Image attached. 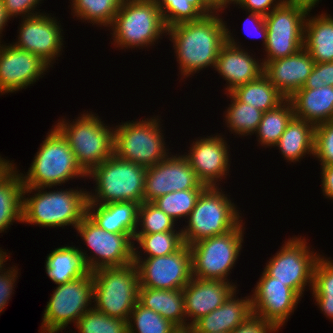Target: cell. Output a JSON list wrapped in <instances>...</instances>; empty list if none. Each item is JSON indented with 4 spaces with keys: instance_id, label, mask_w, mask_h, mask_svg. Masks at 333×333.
Listing matches in <instances>:
<instances>
[{
    "instance_id": "obj_1",
    "label": "cell",
    "mask_w": 333,
    "mask_h": 333,
    "mask_svg": "<svg viewBox=\"0 0 333 333\" xmlns=\"http://www.w3.org/2000/svg\"><path fill=\"white\" fill-rule=\"evenodd\" d=\"M210 13L201 19L167 28V35L179 63L181 75L188 77L207 67H215L221 47L226 43L227 23Z\"/></svg>"
},
{
    "instance_id": "obj_2",
    "label": "cell",
    "mask_w": 333,
    "mask_h": 333,
    "mask_svg": "<svg viewBox=\"0 0 333 333\" xmlns=\"http://www.w3.org/2000/svg\"><path fill=\"white\" fill-rule=\"evenodd\" d=\"M45 189L24 188L22 223L46 228L69 225L76 228L87 215L88 192L78 188L48 192ZM34 191H37L36 194ZM27 193L34 195L26 198Z\"/></svg>"
},
{
    "instance_id": "obj_3",
    "label": "cell",
    "mask_w": 333,
    "mask_h": 333,
    "mask_svg": "<svg viewBox=\"0 0 333 333\" xmlns=\"http://www.w3.org/2000/svg\"><path fill=\"white\" fill-rule=\"evenodd\" d=\"M47 134L27 175L20 172L24 188H52L70 179L87 177L61 132L54 126Z\"/></svg>"
},
{
    "instance_id": "obj_4",
    "label": "cell",
    "mask_w": 333,
    "mask_h": 333,
    "mask_svg": "<svg viewBox=\"0 0 333 333\" xmlns=\"http://www.w3.org/2000/svg\"><path fill=\"white\" fill-rule=\"evenodd\" d=\"M146 167L119 159L115 154L88 174L95 181V194L88 191V203L144 202Z\"/></svg>"
},
{
    "instance_id": "obj_5",
    "label": "cell",
    "mask_w": 333,
    "mask_h": 333,
    "mask_svg": "<svg viewBox=\"0 0 333 333\" xmlns=\"http://www.w3.org/2000/svg\"><path fill=\"white\" fill-rule=\"evenodd\" d=\"M95 115L83 113L72 123L62 119L54 125L68 141L77 164L86 174L114 155V128Z\"/></svg>"
},
{
    "instance_id": "obj_6",
    "label": "cell",
    "mask_w": 333,
    "mask_h": 333,
    "mask_svg": "<svg viewBox=\"0 0 333 333\" xmlns=\"http://www.w3.org/2000/svg\"><path fill=\"white\" fill-rule=\"evenodd\" d=\"M93 275L94 308L107 316L128 321L138 303L139 273L134 262L121 267L99 268Z\"/></svg>"
},
{
    "instance_id": "obj_7",
    "label": "cell",
    "mask_w": 333,
    "mask_h": 333,
    "mask_svg": "<svg viewBox=\"0 0 333 333\" xmlns=\"http://www.w3.org/2000/svg\"><path fill=\"white\" fill-rule=\"evenodd\" d=\"M221 188L206 187L187 217L188 225L181 229L184 244L221 235L235 229L243 220L234 202ZM186 227V228H185Z\"/></svg>"
},
{
    "instance_id": "obj_8",
    "label": "cell",
    "mask_w": 333,
    "mask_h": 333,
    "mask_svg": "<svg viewBox=\"0 0 333 333\" xmlns=\"http://www.w3.org/2000/svg\"><path fill=\"white\" fill-rule=\"evenodd\" d=\"M110 27L121 49L150 47L167 33L156 0H124Z\"/></svg>"
},
{
    "instance_id": "obj_9",
    "label": "cell",
    "mask_w": 333,
    "mask_h": 333,
    "mask_svg": "<svg viewBox=\"0 0 333 333\" xmlns=\"http://www.w3.org/2000/svg\"><path fill=\"white\" fill-rule=\"evenodd\" d=\"M160 126L156 117L117 125L114 128V154L121 160L146 168L166 159L169 152Z\"/></svg>"
},
{
    "instance_id": "obj_10",
    "label": "cell",
    "mask_w": 333,
    "mask_h": 333,
    "mask_svg": "<svg viewBox=\"0 0 333 333\" xmlns=\"http://www.w3.org/2000/svg\"><path fill=\"white\" fill-rule=\"evenodd\" d=\"M243 225L242 221L227 233L207 237L189 245L192 277L229 282L227 277L236 264L244 242Z\"/></svg>"
},
{
    "instance_id": "obj_11",
    "label": "cell",
    "mask_w": 333,
    "mask_h": 333,
    "mask_svg": "<svg viewBox=\"0 0 333 333\" xmlns=\"http://www.w3.org/2000/svg\"><path fill=\"white\" fill-rule=\"evenodd\" d=\"M93 300V275L88 272L56 287L43 313L41 333L62 332L71 322L77 323ZM88 307V308H87Z\"/></svg>"
},
{
    "instance_id": "obj_12",
    "label": "cell",
    "mask_w": 333,
    "mask_h": 333,
    "mask_svg": "<svg viewBox=\"0 0 333 333\" xmlns=\"http://www.w3.org/2000/svg\"><path fill=\"white\" fill-rule=\"evenodd\" d=\"M93 251L91 256L80 249L89 272L105 267H121L134 262V236L111 233L100 228L87 215L75 228ZM133 241V242H132ZM94 254L96 256H94ZM98 256V258H97Z\"/></svg>"
},
{
    "instance_id": "obj_13",
    "label": "cell",
    "mask_w": 333,
    "mask_h": 333,
    "mask_svg": "<svg viewBox=\"0 0 333 333\" xmlns=\"http://www.w3.org/2000/svg\"><path fill=\"white\" fill-rule=\"evenodd\" d=\"M309 10L281 3L265 16L267 26L266 58L263 66L279 58L288 57L303 48L305 20Z\"/></svg>"
},
{
    "instance_id": "obj_14",
    "label": "cell",
    "mask_w": 333,
    "mask_h": 333,
    "mask_svg": "<svg viewBox=\"0 0 333 333\" xmlns=\"http://www.w3.org/2000/svg\"><path fill=\"white\" fill-rule=\"evenodd\" d=\"M309 248L305 238H289L280 251L269 259L264 271L302 297L306 285L309 284L312 290L314 267L321 256Z\"/></svg>"
},
{
    "instance_id": "obj_15",
    "label": "cell",
    "mask_w": 333,
    "mask_h": 333,
    "mask_svg": "<svg viewBox=\"0 0 333 333\" xmlns=\"http://www.w3.org/2000/svg\"><path fill=\"white\" fill-rule=\"evenodd\" d=\"M138 252L134 251V263L138 268L140 287L179 290L192 279L189 245L184 244L173 254L144 260Z\"/></svg>"
},
{
    "instance_id": "obj_16",
    "label": "cell",
    "mask_w": 333,
    "mask_h": 333,
    "mask_svg": "<svg viewBox=\"0 0 333 333\" xmlns=\"http://www.w3.org/2000/svg\"><path fill=\"white\" fill-rule=\"evenodd\" d=\"M184 155H170L147 167L144 183V202L176 191L205 189Z\"/></svg>"
},
{
    "instance_id": "obj_17",
    "label": "cell",
    "mask_w": 333,
    "mask_h": 333,
    "mask_svg": "<svg viewBox=\"0 0 333 333\" xmlns=\"http://www.w3.org/2000/svg\"><path fill=\"white\" fill-rule=\"evenodd\" d=\"M251 296L253 315L278 329L285 325L301 296L285 283L276 281L264 270Z\"/></svg>"
},
{
    "instance_id": "obj_18",
    "label": "cell",
    "mask_w": 333,
    "mask_h": 333,
    "mask_svg": "<svg viewBox=\"0 0 333 333\" xmlns=\"http://www.w3.org/2000/svg\"><path fill=\"white\" fill-rule=\"evenodd\" d=\"M21 22L18 41L12 44L39 56L52 66V61L60 57L64 42L61 24L59 25L54 16L52 18L44 13L25 17Z\"/></svg>"
},
{
    "instance_id": "obj_19",
    "label": "cell",
    "mask_w": 333,
    "mask_h": 333,
    "mask_svg": "<svg viewBox=\"0 0 333 333\" xmlns=\"http://www.w3.org/2000/svg\"><path fill=\"white\" fill-rule=\"evenodd\" d=\"M51 67L39 56L0 44V93H13L35 83Z\"/></svg>"
},
{
    "instance_id": "obj_20",
    "label": "cell",
    "mask_w": 333,
    "mask_h": 333,
    "mask_svg": "<svg viewBox=\"0 0 333 333\" xmlns=\"http://www.w3.org/2000/svg\"><path fill=\"white\" fill-rule=\"evenodd\" d=\"M211 136L193 141L189 153L184 156L203 185L217 187L216 183L229 172L230 154L228 144L221 135Z\"/></svg>"
},
{
    "instance_id": "obj_21",
    "label": "cell",
    "mask_w": 333,
    "mask_h": 333,
    "mask_svg": "<svg viewBox=\"0 0 333 333\" xmlns=\"http://www.w3.org/2000/svg\"><path fill=\"white\" fill-rule=\"evenodd\" d=\"M226 27V43L221 47L215 63V69L226 80L227 93L237 87L252 82L264 72L262 62L253 57L235 41ZM238 44V45H237Z\"/></svg>"
},
{
    "instance_id": "obj_22",
    "label": "cell",
    "mask_w": 333,
    "mask_h": 333,
    "mask_svg": "<svg viewBox=\"0 0 333 333\" xmlns=\"http://www.w3.org/2000/svg\"><path fill=\"white\" fill-rule=\"evenodd\" d=\"M233 282L192 277L183 287L185 314L192 326L201 317L220 307L236 290ZM192 318V319H189Z\"/></svg>"
},
{
    "instance_id": "obj_23",
    "label": "cell",
    "mask_w": 333,
    "mask_h": 333,
    "mask_svg": "<svg viewBox=\"0 0 333 333\" xmlns=\"http://www.w3.org/2000/svg\"><path fill=\"white\" fill-rule=\"evenodd\" d=\"M315 61L304 48L288 57L269 61L264 65V74L287 99L305 84Z\"/></svg>"
},
{
    "instance_id": "obj_24",
    "label": "cell",
    "mask_w": 333,
    "mask_h": 333,
    "mask_svg": "<svg viewBox=\"0 0 333 333\" xmlns=\"http://www.w3.org/2000/svg\"><path fill=\"white\" fill-rule=\"evenodd\" d=\"M236 292L235 290L220 307L201 317L192 326L202 333H230L245 322L253 315L251 296L238 299Z\"/></svg>"
},
{
    "instance_id": "obj_25",
    "label": "cell",
    "mask_w": 333,
    "mask_h": 333,
    "mask_svg": "<svg viewBox=\"0 0 333 333\" xmlns=\"http://www.w3.org/2000/svg\"><path fill=\"white\" fill-rule=\"evenodd\" d=\"M139 203L132 201L107 204L87 203V216L100 228L118 234L135 235L138 227Z\"/></svg>"
},
{
    "instance_id": "obj_26",
    "label": "cell",
    "mask_w": 333,
    "mask_h": 333,
    "mask_svg": "<svg viewBox=\"0 0 333 333\" xmlns=\"http://www.w3.org/2000/svg\"><path fill=\"white\" fill-rule=\"evenodd\" d=\"M294 117L314 126L333 120V86L301 88L290 98Z\"/></svg>"
},
{
    "instance_id": "obj_27",
    "label": "cell",
    "mask_w": 333,
    "mask_h": 333,
    "mask_svg": "<svg viewBox=\"0 0 333 333\" xmlns=\"http://www.w3.org/2000/svg\"><path fill=\"white\" fill-rule=\"evenodd\" d=\"M138 302L147 309L160 314L177 328H188L185 314L183 289L161 290L139 287Z\"/></svg>"
},
{
    "instance_id": "obj_28",
    "label": "cell",
    "mask_w": 333,
    "mask_h": 333,
    "mask_svg": "<svg viewBox=\"0 0 333 333\" xmlns=\"http://www.w3.org/2000/svg\"><path fill=\"white\" fill-rule=\"evenodd\" d=\"M310 12L311 10L305 20L303 48L309 52L315 63L332 62L333 17L326 13L310 17Z\"/></svg>"
},
{
    "instance_id": "obj_29",
    "label": "cell",
    "mask_w": 333,
    "mask_h": 333,
    "mask_svg": "<svg viewBox=\"0 0 333 333\" xmlns=\"http://www.w3.org/2000/svg\"><path fill=\"white\" fill-rule=\"evenodd\" d=\"M315 126L293 117L275 145L288 162H299L306 154L314 156Z\"/></svg>"
},
{
    "instance_id": "obj_30",
    "label": "cell",
    "mask_w": 333,
    "mask_h": 333,
    "mask_svg": "<svg viewBox=\"0 0 333 333\" xmlns=\"http://www.w3.org/2000/svg\"><path fill=\"white\" fill-rule=\"evenodd\" d=\"M45 269L56 285L85 276L89 272L80 249L73 245L62 246L51 251L47 256Z\"/></svg>"
},
{
    "instance_id": "obj_31",
    "label": "cell",
    "mask_w": 333,
    "mask_h": 333,
    "mask_svg": "<svg viewBox=\"0 0 333 333\" xmlns=\"http://www.w3.org/2000/svg\"><path fill=\"white\" fill-rule=\"evenodd\" d=\"M18 172L15 167L0 181V233L10 228L13 222H22L24 185Z\"/></svg>"
},
{
    "instance_id": "obj_32",
    "label": "cell",
    "mask_w": 333,
    "mask_h": 333,
    "mask_svg": "<svg viewBox=\"0 0 333 333\" xmlns=\"http://www.w3.org/2000/svg\"><path fill=\"white\" fill-rule=\"evenodd\" d=\"M231 93L240 102L250 104L262 112L278 107L287 99L264 73L252 82L237 87Z\"/></svg>"
},
{
    "instance_id": "obj_33",
    "label": "cell",
    "mask_w": 333,
    "mask_h": 333,
    "mask_svg": "<svg viewBox=\"0 0 333 333\" xmlns=\"http://www.w3.org/2000/svg\"><path fill=\"white\" fill-rule=\"evenodd\" d=\"M293 117V105L289 99H286L278 107L264 112L255 132L259 144L265 145V148L275 147Z\"/></svg>"
},
{
    "instance_id": "obj_34",
    "label": "cell",
    "mask_w": 333,
    "mask_h": 333,
    "mask_svg": "<svg viewBox=\"0 0 333 333\" xmlns=\"http://www.w3.org/2000/svg\"><path fill=\"white\" fill-rule=\"evenodd\" d=\"M226 94L231 99V104L226 109L224 119L227 127L235 135H253L260 124L264 112L250 104L240 102L231 92Z\"/></svg>"
},
{
    "instance_id": "obj_35",
    "label": "cell",
    "mask_w": 333,
    "mask_h": 333,
    "mask_svg": "<svg viewBox=\"0 0 333 333\" xmlns=\"http://www.w3.org/2000/svg\"><path fill=\"white\" fill-rule=\"evenodd\" d=\"M124 0H72L73 16L97 26L110 27Z\"/></svg>"
},
{
    "instance_id": "obj_36",
    "label": "cell",
    "mask_w": 333,
    "mask_h": 333,
    "mask_svg": "<svg viewBox=\"0 0 333 333\" xmlns=\"http://www.w3.org/2000/svg\"><path fill=\"white\" fill-rule=\"evenodd\" d=\"M312 296L323 314L333 320V260L320 256L314 267Z\"/></svg>"
},
{
    "instance_id": "obj_37",
    "label": "cell",
    "mask_w": 333,
    "mask_h": 333,
    "mask_svg": "<svg viewBox=\"0 0 333 333\" xmlns=\"http://www.w3.org/2000/svg\"><path fill=\"white\" fill-rule=\"evenodd\" d=\"M166 28L184 22H192L211 12L200 0H156Z\"/></svg>"
},
{
    "instance_id": "obj_38",
    "label": "cell",
    "mask_w": 333,
    "mask_h": 333,
    "mask_svg": "<svg viewBox=\"0 0 333 333\" xmlns=\"http://www.w3.org/2000/svg\"><path fill=\"white\" fill-rule=\"evenodd\" d=\"M134 241L140 246L135 248L134 245V251L142 249L146 256L148 255L145 258L167 256L175 253L184 245L181 229L154 234H135Z\"/></svg>"
},
{
    "instance_id": "obj_39",
    "label": "cell",
    "mask_w": 333,
    "mask_h": 333,
    "mask_svg": "<svg viewBox=\"0 0 333 333\" xmlns=\"http://www.w3.org/2000/svg\"><path fill=\"white\" fill-rule=\"evenodd\" d=\"M177 329L169 320L145 308L139 302L134 306L128 319V333H173Z\"/></svg>"
},
{
    "instance_id": "obj_40",
    "label": "cell",
    "mask_w": 333,
    "mask_h": 333,
    "mask_svg": "<svg viewBox=\"0 0 333 333\" xmlns=\"http://www.w3.org/2000/svg\"><path fill=\"white\" fill-rule=\"evenodd\" d=\"M203 190L188 189L171 192L156 198L152 203L175 221L183 217L186 219L194 209L197 199Z\"/></svg>"
},
{
    "instance_id": "obj_41",
    "label": "cell",
    "mask_w": 333,
    "mask_h": 333,
    "mask_svg": "<svg viewBox=\"0 0 333 333\" xmlns=\"http://www.w3.org/2000/svg\"><path fill=\"white\" fill-rule=\"evenodd\" d=\"M79 333H128V321L107 316L93 305L77 321Z\"/></svg>"
},
{
    "instance_id": "obj_42",
    "label": "cell",
    "mask_w": 333,
    "mask_h": 333,
    "mask_svg": "<svg viewBox=\"0 0 333 333\" xmlns=\"http://www.w3.org/2000/svg\"><path fill=\"white\" fill-rule=\"evenodd\" d=\"M176 222L152 202H142L138 208V226L141 230L135 234H154L159 232L177 231Z\"/></svg>"
},
{
    "instance_id": "obj_43",
    "label": "cell",
    "mask_w": 333,
    "mask_h": 333,
    "mask_svg": "<svg viewBox=\"0 0 333 333\" xmlns=\"http://www.w3.org/2000/svg\"><path fill=\"white\" fill-rule=\"evenodd\" d=\"M314 156L321 166L333 165V120L315 126Z\"/></svg>"
},
{
    "instance_id": "obj_44",
    "label": "cell",
    "mask_w": 333,
    "mask_h": 333,
    "mask_svg": "<svg viewBox=\"0 0 333 333\" xmlns=\"http://www.w3.org/2000/svg\"><path fill=\"white\" fill-rule=\"evenodd\" d=\"M324 86H333V61L315 63L302 88L317 89Z\"/></svg>"
},
{
    "instance_id": "obj_45",
    "label": "cell",
    "mask_w": 333,
    "mask_h": 333,
    "mask_svg": "<svg viewBox=\"0 0 333 333\" xmlns=\"http://www.w3.org/2000/svg\"><path fill=\"white\" fill-rule=\"evenodd\" d=\"M40 1L41 0H2V3L9 18H14V16L17 18L18 15L25 18L40 13V11H34L37 4L41 3Z\"/></svg>"
},
{
    "instance_id": "obj_46",
    "label": "cell",
    "mask_w": 333,
    "mask_h": 333,
    "mask_svg": "<svg viewBox=\"0 0 333 333\" xmlns=\"http://www.w3.org/2000/svg\"><path fill=\"white\" fill-rule=\"evenodd\" d=\"M16 266L11 267L0 271V313L6 308L8 305L9 299H11L13 288H15L14 283L18 278V270ZM7 270V271H5Z\"/></svg>"
},
{
    "instance_id": "obj_47",
    "label": "cell",
    "mask_w": 333,
    "mask_h": 333,
    "mask_svg": "<svg viewBox=\"0 0 333 333\" xmlns=\"http://www.w3.org/2000/svg\"><path fill=\"white\" fill-rule=\"evenodd\" d=\"M273 331H278L275 325L252 315L230 333H270Z\"/></svg>"
},
{
    "instance_id": "obj_48",
    "label": "cell",
    "mask_w": 333,
    "mask_h": 333,
    "mask_svg": "<svg viewBox=\"0 0 333 333\" xmlns=\"http://www.w3.org/2000/svg\"><path fill=\"white\" fill-rule=\"evenodd\" d=\"M282 0H237L235 4L247 12H253L262 16L268 15L273 9L278 7Z\"/></svg>"
},
{
    "instance_id": "obj_49",
    "label": "cell",
    "mask_w": 333,
    "mask_h": 333,
    "mask_svg": "<svg viewBox=\"0 0 333 333\" xmlns=\"http://www.w3.org/2000/svg\"><path fill=\"white\" fill-rule=\"evenodd\" d=\"M249 13L250 14L248 16V19H246L245 20L246 22H244V27H245L244 31H245V33H247L248 36H251V37L253 36L254 38L255 37H257V38L260 37L261 38L262 37L263 46L265 47L266 42H267V26H266V23H265V16H262L260 14L253 13V12H249ZM248 20H251L254 23L255 27H252V28L255 29L257 34L255 33L254 29L252 31H254L255 34L251 33L252 31H247L248 27H246L247 24H245V23L250 24V21L248 22Z\"/></svg>"
},
{
    "instance_id": "obj_50",
    "label": "cell",
    "mask_w": 333,
    "mask_h": 333,
    "mask_svg": "<svg viewBox=\"0 0 333 333\" xmlns=\"http://www.w3.org/2000/svg\"><path fill=\"white\" fill-rule=\"evenodd\" d=\"M321 168L323 195L333 200V165L321 166Z\"/></svg>"
},
{
    "instance_id": "obj_51",
    "label": "cell",
    "mask_w": 333,
    "mask_h": 333,
    "mask_svg": "<svg viewBox=\"0 0 333 333\" xmlns=\"http://www.w3.org/2000/svg\"><path fill=\"white\" fill-rule=\"evenodd\" d=\"M318 2L319 0H282V3L298 5L306 8L307 10H311L312 8H314Z\"/></svg>"
},
{
    "instance_id": "obj_52",
    "label": "cell",
    "mask_w": 333,
    "mask_h": 333,
    "mask_svg": "<svg viewBox=\"0 0 333 333\" xmlns=\"http://www.w3.org/2000/svg\"><path fill=\"white\" fill-rule=\"evenodd\" d=\"M0 156V181H2L16 166Z\"/></svg>"
},
{
    "instance_id": "obj_53",
    "label": "cell",
    "mask_w": 333,
    "mask_h": 333,
    "mask_svg": "<svg viewBox=\"0 0 333 333\" xmlns=\"http://www.w3.org/2000/svg\"><path fill=\"white\" fill-rule=\"evenodd\" d=\"M8 20H11V19L6 14L5 7L2 3V0H0V39L2 37L1 34L3 31V28L7 24ZM0 43H2L1 40H0Z\"/></svg>"
},
{
    "instance_id": "obj_54",
    "label": "cell",
    "mask_w": 333,
    "mask_h": 333,
    "mask_svg": "<svg viewBox=\"0 0 333 333\" xmlns=\"http://www.w3.org/2000/svg\"><path fill=\"white\" fill-rule=\"evenodd\" d=\"M201 3L211 12H219V0H200Z\"/></svg>"
},
{
    "instance_id": "obj_55",
    "label": "cell",
    "mask_w": 333,
    "mask_h": 333,
    "mask_svg": "<svg viewBox=\"0 0 333 333\" xmlns=\"http://www.w3.org/2000/svg\"><path fill=\"white\" fill-rule=\"evenodd\" d=\"M237 0H219V12L227 8L231 3L235 4Z\"/></svg>"
},
{
    "instance_id": "obj_56",
    "label": "cell",
    "mask_w": 333,
    "mask_h": 333,
    "mask_svg": "<svg viewBox=\"0 0 333 333\" xmlns=\"http://www.w3.org/2000/svg\"><path fill=\"white\" fill-rule=\"evenodd\" d=\"M8 253H6L5 251L3 252L2 251V249H0V271L2 270V269H4V262H7V259H8V255H7Z\"/></svg>"
},
{
    "instance_id": "obj_57",
    "label": "cell",
    "mask_w": 333,
    "mask_h": 333,
    "mask_svg": "<svg viewBox=\"0 0 333 333\" xmlns=\"http://www.w3.org/2000/svg\"><path fill=\"white\" fill-rule=\"evenodd\" d=\"M188 333H202V332H198L193 326H189L187 328Z\"/></svg>"
},
{
    "instance_id": "obj_58",
    "label": "cell",
    "mask_w": 333,
    "mask_h": 333,
    "mask_svg": "<svg viewBox=\"0 0 333 333\" xmlns=\"http://www.w3.org/2000/svg\"><path fill=\"white\" fill-rule=\"evenodd\" d=\"M173 333H188L187 328H178L175 332Z\"/></svg>"
}]
</instances>
